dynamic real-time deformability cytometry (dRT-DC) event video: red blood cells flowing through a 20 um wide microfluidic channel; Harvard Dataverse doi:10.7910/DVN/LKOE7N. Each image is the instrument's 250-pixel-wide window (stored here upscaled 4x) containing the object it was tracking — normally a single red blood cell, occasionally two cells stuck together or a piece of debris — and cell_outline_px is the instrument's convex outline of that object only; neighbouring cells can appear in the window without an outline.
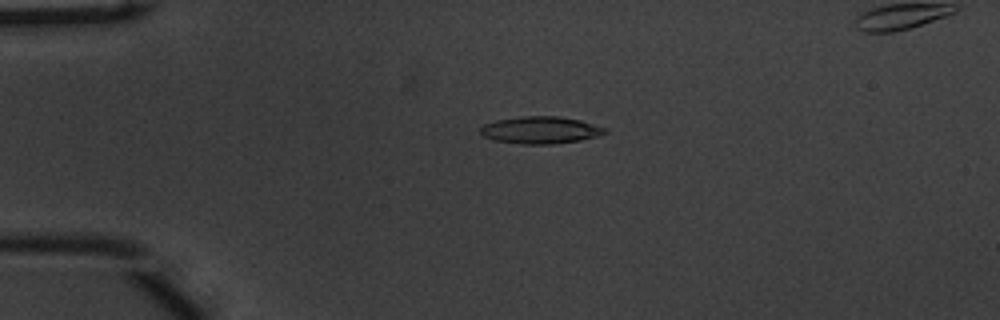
{"species": "common noctule bat (a hibernating species)", "species_latin": "Nyctalus noctula", "temperature_condition": "warm", "stored_images_in_passage": 46, "camera_frame_rate_fps": 3000, "um_per_image_px": 0.085, "animal": {"sex": "male", "body_mass_g": 20.1, "forearm_length_mm": 53.5}, "frame": {"image": 1, "passage_image": 5, "time_ms": 1.333, "image_size_px": [1000, 320], "cell_outline_px": [[608, 132], [600, 136], [580, 140], [556, 144], [520, 144], [496, 140], [484, 136], [480, 132], [480, 128], [484, 124], [496, 120], [520, 116], [556, 116], [580, 120], [604, 128]], "centroid_in_image_um": [45.94, 11.06], "position_along_channel_um": 39.1, "area_um2": 19.65}}
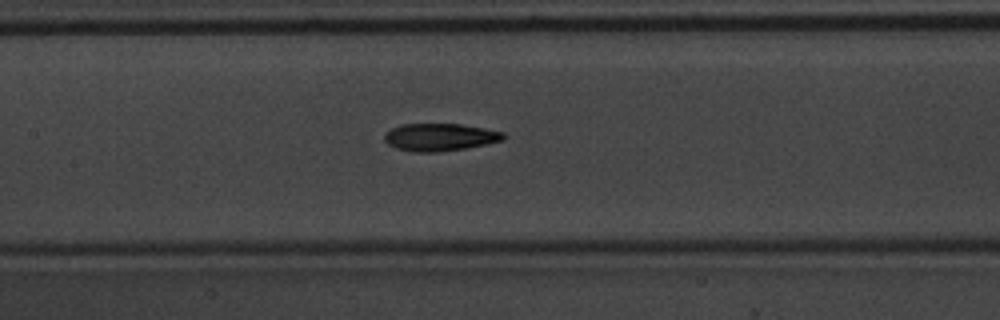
{"frame": {"image": 2, "passage_image": 18, "time_ms": 5.667, "image_size_px": [1000, 320], "cell_outline_px": [[504, 140], [464, 148], [436, 152], [416, 152], [396, 148], [388, 144], [384, 140], [384, 136], [392, 128], [400, 124], [460, 124], [484, 128], [504, 132]], "centroid_in_image_um": [37.37, 11.65], "position_along_channel_um": 170.0, "area_um2": 18.84}}
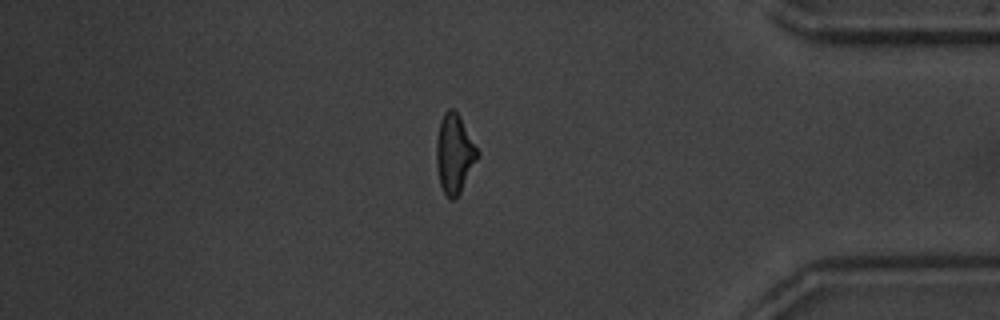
{"frame": {"image": 3, "passage_image": 38, "time_ms": 12.333, "image_size_px": [1000, 320], "cell_outline_px": [[480, 156], [456, 200], [448, 200], [440, 184], [436, 164], [436, 140], [440, 120], [444, 112], [448, 108], [452, 108], [460, 116], [480, 152]], "centroid_in_image_um": [38.63, 13.08], "position_along_channel_um": 396.6, "area_um2": 19.31}, "authors_computed_cell_mechanics": {"area_um2": 19.1607, "velocity_mm_per_s": 3.8091, "shape_relaxation_time_tau1_ms": 4.5858, "shape_relaxation_time_tau2_ms": 4.5071, "deformation_change_tau1": 0.1854, "deformation_change_tau2": 0.1137}}